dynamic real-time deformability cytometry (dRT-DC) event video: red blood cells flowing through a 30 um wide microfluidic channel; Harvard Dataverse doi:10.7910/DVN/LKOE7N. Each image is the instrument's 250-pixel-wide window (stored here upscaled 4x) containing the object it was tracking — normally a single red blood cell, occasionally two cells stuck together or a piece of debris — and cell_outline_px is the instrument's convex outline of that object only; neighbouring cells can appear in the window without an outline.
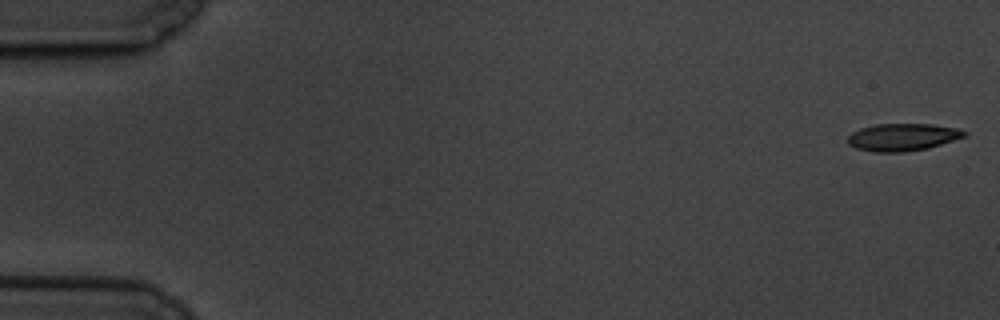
{"species": "common noctule bat (a hibernating species)", "species_latin": "Nyctalus noctula", "temperature_condition": "cold", "stored_images_in_passage": 5, "camera_frame_rate_fps": 3000, "um_per_image_px": 0.085, "animal": {"sex": "male", "body_mass_g": 19.5, "forearm_length_mm": 54.6}, "frame": {"image": 1, "passage_image": 1, "time_ms": 0.0, "image_size_px": [1000, 320], "cell_outline_px": [[968, 136], [928, 148], [904, 152], [872, 152], [856, 148], [848, 144], [848, 136], [852, 132], [860, 128], [876, 124], [932, 124], [960, 128], [968, 132]], "centroid_in_image_um": [76.76, 11.65], "position_along_channel_um": 8.2, "area_um2": 18.84}}
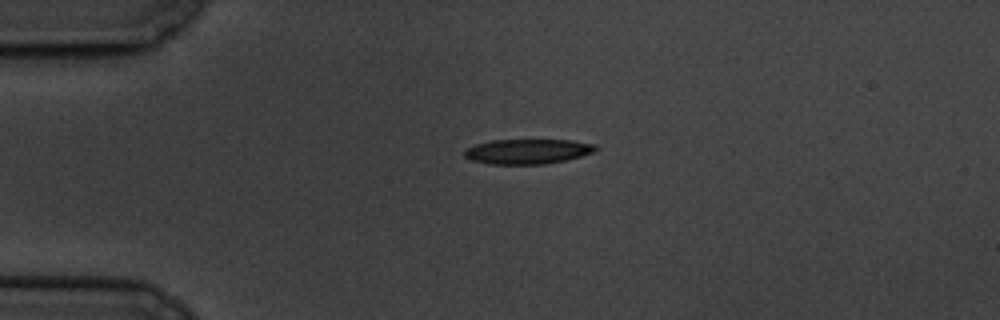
{"frame": {"image": 2, "passage_image": 4, "time_ms": 4.333, "image_size_px": [1000, 320], "cell_outline_px": [[600, 148], [596, 152], [548, 164], [488, 164], [472, 160], [464, 156], [464, 148], [476, 144], [492, 140], [572, 140], [592, 144]], "centroid_in_image_um": [44.84, 12.87], "position_along_channel_um": 40.2, "area_um2": 19.13}}